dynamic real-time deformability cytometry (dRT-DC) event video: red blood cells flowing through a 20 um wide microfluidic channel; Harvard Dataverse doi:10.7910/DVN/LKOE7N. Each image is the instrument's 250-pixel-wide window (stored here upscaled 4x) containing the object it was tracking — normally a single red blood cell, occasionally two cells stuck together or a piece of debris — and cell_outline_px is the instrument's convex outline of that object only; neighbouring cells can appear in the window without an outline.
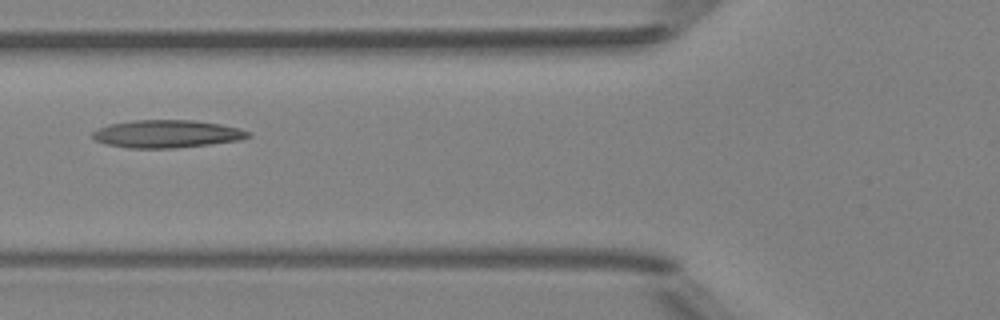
{"species": "Egyptian fruit bat (a non-hibernating species)", "species_latin": "Rousettus aegyptiacus", "temperature_condition": "room temperature", "stored_images_in_passage": 3, "camera_frame_rate_fps": 3000, "um_per_image_px": 0.085, "animal": {"sex": "female"}, "frame": {"image": 1, "passage_image": 2, "time_ms": 1.333, "image_size_px": [1000, 320], "cell_outline_px": [[252, 136], [240, 140], [176, 148], [128, 148], [108, 144], [96, 140], [92, 136], [92, 132], [108, 124], [132, 120], [196, 120], [220, 124], [240, 128], [252, 132]], "centroid_in_image_um": [14.22, 11.37], "position_along_channel_um": 111.6, "area_um2": 25.2}}
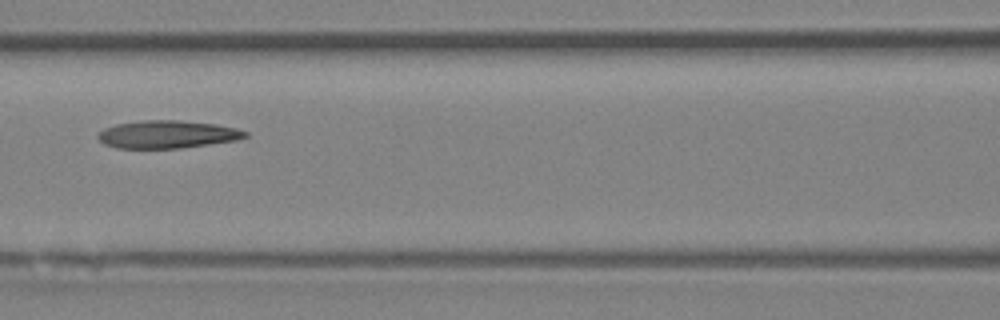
{"frame": {"image": 2, "passage_image": 3, "time_ms": 2.333, "image_size_px": [1000, 320], "cell_outline_px": [[248, 136], [236, 140], [180, 148], [116, 148], [104, 144], [96, 136], [104, 128], [116, 124], [144, 120], [180, 120], [216, 124], [236, 128], [248, 132]], "centroid_in_image_um": [14.21, 11.42], "position_along_channel_um": 152.4, "area_um2": 23.76}}